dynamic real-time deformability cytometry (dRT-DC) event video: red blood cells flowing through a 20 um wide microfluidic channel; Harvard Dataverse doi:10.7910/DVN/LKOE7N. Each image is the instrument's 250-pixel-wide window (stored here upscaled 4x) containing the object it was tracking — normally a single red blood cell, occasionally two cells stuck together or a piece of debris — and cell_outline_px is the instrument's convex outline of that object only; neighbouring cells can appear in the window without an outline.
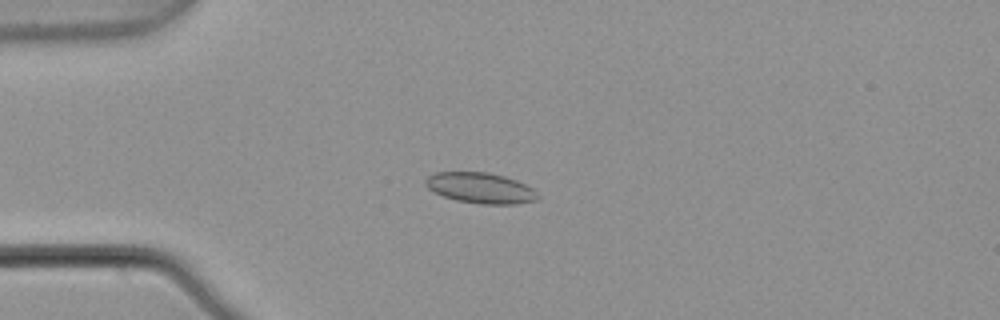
{"species": "common noctule bat (a hibernating species)", "species_latin": "Nyctalus noctula", "temperature_condition": "warm", "stored_images_in_passage": 5, "camera_frame_rate_fps": 3000, "um_per_image_px": 0.085, "animal": {"sex": "male", "body_mass_g": 21.5, "forearm_length_mm": 52.0}, "frame": {"image": 1, "passage_image": 4, "time_ms": 1.0, "image_size_px": [1000, 320], "cell_outline_px": [[540, 196], [536, 200], [516, 204], [480, 204], [456, 200], [444, 196], [428, 188], [424, 184], [424, 180], [428, 176], [436, 172], [488, 172], [504, 176], [516, 180], [532, 188]], "centroid_in_image_um": [40.84, 15.98], "position_along_channel_um": 44.2, "area_um2": 20.0}}